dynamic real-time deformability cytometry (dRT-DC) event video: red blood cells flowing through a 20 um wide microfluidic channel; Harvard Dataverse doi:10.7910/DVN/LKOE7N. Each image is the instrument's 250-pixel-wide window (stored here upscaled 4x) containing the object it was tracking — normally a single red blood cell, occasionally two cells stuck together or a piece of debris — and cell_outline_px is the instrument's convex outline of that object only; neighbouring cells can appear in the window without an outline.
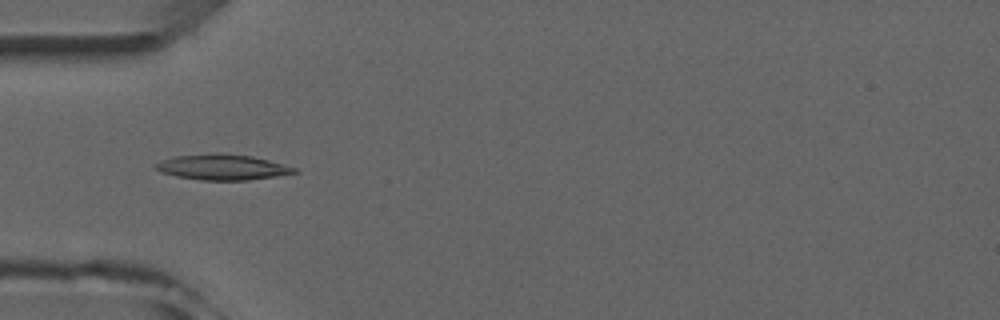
{"species": "common noctule bat (a hibernating species)", "species_latin": "Nyctalus noctula", "temperature_condition": "room temperature", "stored_images_in_passage": 5, "camera_frame_rate_fps": 3000, "um_per_image_px": 0.085, "animal": {"sex": "male", "forearm_length_mm": 52.5}, "frame": {"image": 1, "passage_image": 5, "time_ms": 4.667, "image_size_px": [1000, 320], "cell_outline_px": [[296, 172], [276, 176], [248, 180], [200, 180], [176, 176], [160, 172], [156, 168], [156, 164], [160, 160], [176, 156], [216, 152], [252, 156], [268, 160], [296, 168]], "centroid_in_image_um": [18.86, 14.2], "position_along_channel_um": 66.1, "area_um2": 20.52}}